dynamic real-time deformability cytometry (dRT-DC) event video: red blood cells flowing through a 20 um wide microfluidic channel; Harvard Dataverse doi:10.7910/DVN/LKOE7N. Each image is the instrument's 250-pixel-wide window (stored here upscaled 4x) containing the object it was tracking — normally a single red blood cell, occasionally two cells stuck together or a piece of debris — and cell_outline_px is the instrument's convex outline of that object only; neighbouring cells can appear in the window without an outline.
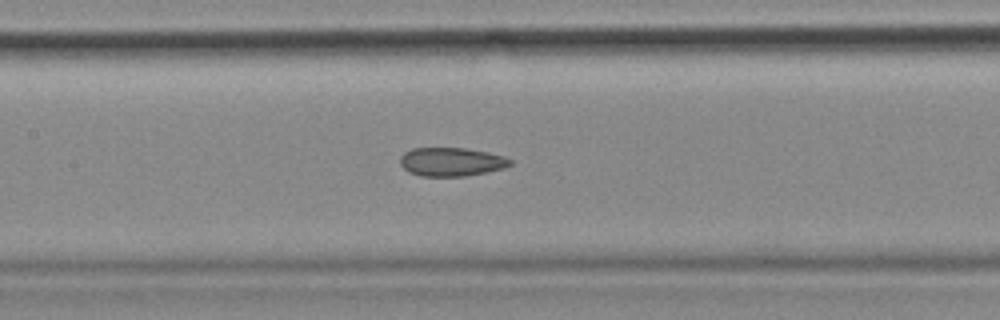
{"species": "common noctule bat (a hibernating species)", "species_latin": "Nyctalus noctula", "temperature_condition": "cold", "stored_images_in_passage": 54, "camera_frame_rate_fps": 3000, "um_per_image_px": 0.085, "animal": {"sex": "female", "body_mass_g": 18.4}, "frame": {"image": 1, "passage_image": 24, "time_ms": 7.667, "image_size_px": [1000, 320], "cell_outline_px": [[512, 164], [504, 168], [464, 176], [420, 176], [408, 172], [400, 164], [400, 156], [404, 152], [412, 148], [464, 148], [488, 152], [504, 156], [512, 160]], "centroid_in_image_um": [38.34, 13.75], "position_along_channel_um": 169.1, "area_um2": 18.38}, "authors_computed_cell_mechanics": {"area_um2": 19.5653, "velocity_mm_per_s": 3.5822, "shape_relaxation_time_tau1_ms": null, "shape_relaxation_time_tau2_ms": 3.3054, "deformation_change_tau1": null, "deformation_change_tau2": 0.1008}}